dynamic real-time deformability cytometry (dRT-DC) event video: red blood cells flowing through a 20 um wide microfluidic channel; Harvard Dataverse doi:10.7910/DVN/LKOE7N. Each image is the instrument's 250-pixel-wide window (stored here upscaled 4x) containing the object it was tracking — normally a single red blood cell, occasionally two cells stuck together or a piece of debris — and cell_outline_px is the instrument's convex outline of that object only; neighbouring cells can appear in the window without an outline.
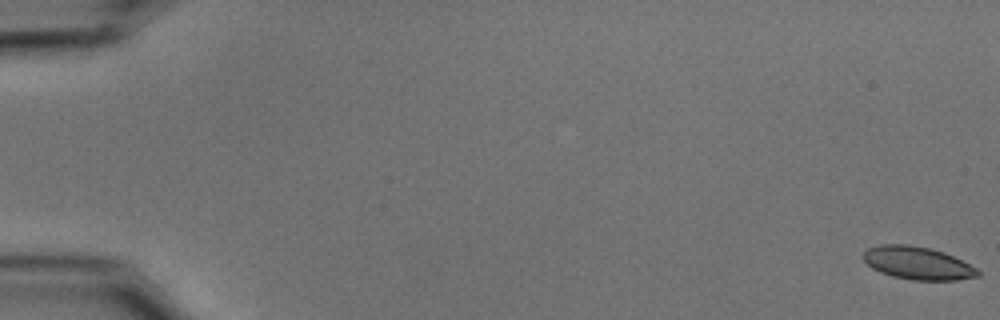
{"species": "common noctule bat (a hibernating species)", "species_latin": "Nyctalus noctula", "temperature_condition": "cold", "stored_images_in_passage": 55, "camera_frame_rate_fps": 3000, "um_per_image_px": 0.085, "animal": {"sex": "male", "body_mass_g": 15.6}, "frame": {"image": 1, "passage_image": 1, "time_ms": 0.0, "image_size_px": [1000, 320], "cell_outline_px": [[980, 276], [956, 280], [912, 280], [892, 276], [880, 272], [872, 268], [860, 256], [868, 248], [880, 244], [908, 244], [928, 248], [944, 252], [976, 268], [980, 272]], "centroid_in_image_um": [77.96, 22.36], "position_along_channel_um": 7.0, "area_um2": 21.85}}
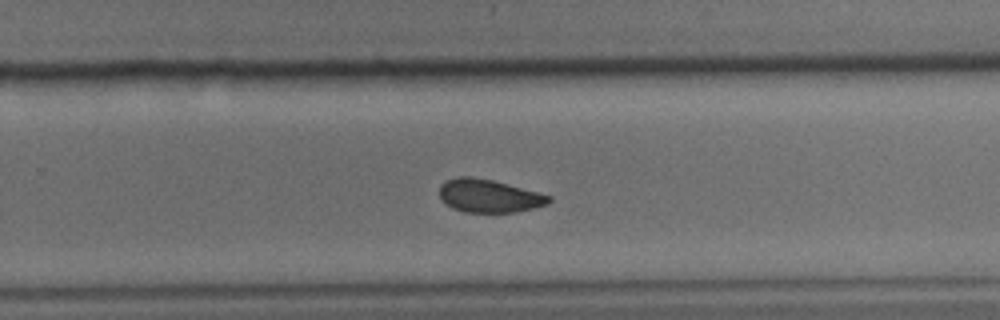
{"frame": {"image": 2, "passage_image": 37, "time_ms": 12.0, "image_size_px": [1000, 320], "cell_outline_px": [[552, 200], [548, 204], [516, 212], [464, 212], [452, 208], [440, 200], [440, 184], [444, 180], [460, 176], [468, 176], [492, 180], [552, 196]], "centroid_in_image_um": [41.53, 16.65], "position_along_channel_um": 288.3, "area_um2": 21.1}}
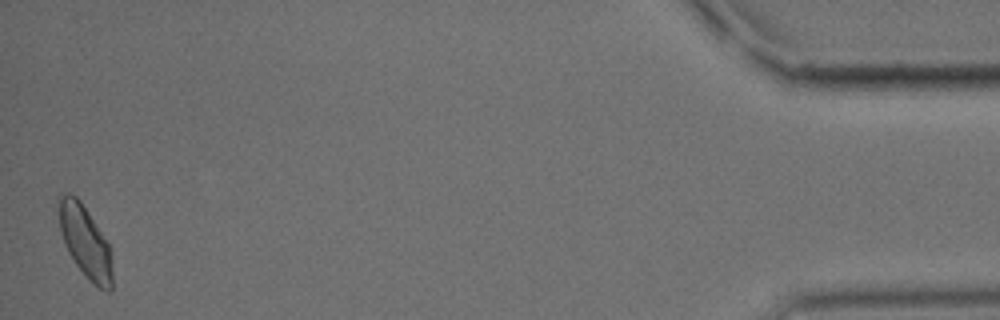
{"frame": {"image": 3, "passage_image": 55, "time_ms": 18.0, "image_size_px": [1000, 320], "cell_outline_px": [[112, 288], [108, 292], [92, 284], [88, 280], [76, 264], [68, 252], [64, 244], [60, 232], [60, 196], [68, 192], [76, 196], [80, 200], [108, 244], [112, 268]], "centroid_in_image_um": [7.24, 20.59], "position_along_channel_um": 428.0, "area_um2": 21.91}, "authors_computed_cell_mechanics": {"area_um2": 22.0218, "velocity_mm_per_s": 3.7035, "shape_relaxation_time_tau1_ms": 4.6298, "shape_relaxation_time_tau2_ms": 2.5038, "deformation_change_tau1": 0.0961, "deformation_change_tau2": 0.0736}}